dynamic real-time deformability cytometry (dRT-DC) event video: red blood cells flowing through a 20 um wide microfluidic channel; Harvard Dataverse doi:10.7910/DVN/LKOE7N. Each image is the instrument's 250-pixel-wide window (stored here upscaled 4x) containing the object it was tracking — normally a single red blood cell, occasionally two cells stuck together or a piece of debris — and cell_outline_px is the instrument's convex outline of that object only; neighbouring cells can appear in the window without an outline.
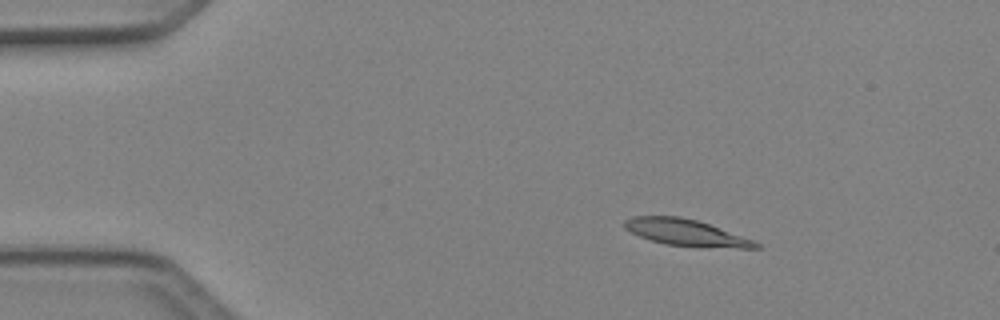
{"species": "Egyptian fruit bat (a non-hibernating species)", "species_latin": "Rousettus aegyptiacus", "temperature_condition": "cold", "stored_images_in_passage": 5, "camera_frame_rate_fps": 3000, "um_per_image_px": 0.085, "animal": {"sex": "female"}, "frame": {"image": 1, "passage_image": 3, "time_ms": 0.667, "image_size_px": [1000, 320], "cell_outline_px": [[760, 248], [736, 248], [664, 244], [640, 236], [624, 228], [624, 220], [632, 216], [680, 216], [696, 220], [708, 224], [752, 240], [760, 244]], "centroid_in_image_um": [58.25, 19.75], "position_along_channel_um": 26.7, "area_um2": 19.71}}
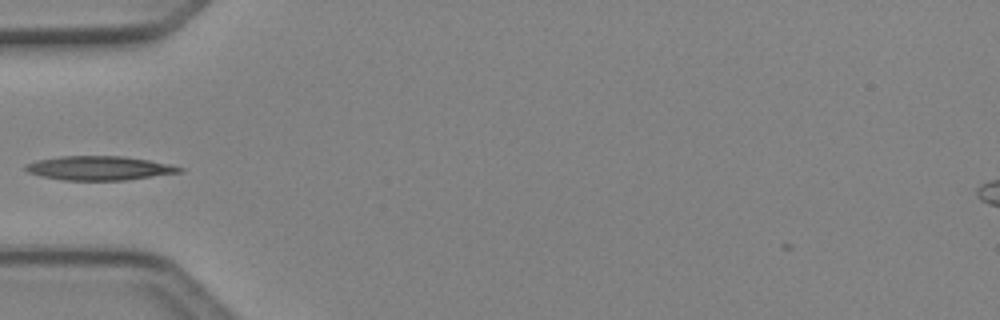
{"frame": {"image": 2, "passage_image": 5, "time_ms": 1.333, "image_size_px": [1000, 320], "cell_outline_px": [[184, 168], [180, 172], [124, 180], [64, 180], [40, 176], [28, 172], [24, 168], [24, 164], [36, 160], [60, 156], [124, 156], [148, 160], [168, 164]], "centroid_in_image_um": [8.36, 14.28], "position_along_channel_um": 76.6, "area_um2": 21.44}}